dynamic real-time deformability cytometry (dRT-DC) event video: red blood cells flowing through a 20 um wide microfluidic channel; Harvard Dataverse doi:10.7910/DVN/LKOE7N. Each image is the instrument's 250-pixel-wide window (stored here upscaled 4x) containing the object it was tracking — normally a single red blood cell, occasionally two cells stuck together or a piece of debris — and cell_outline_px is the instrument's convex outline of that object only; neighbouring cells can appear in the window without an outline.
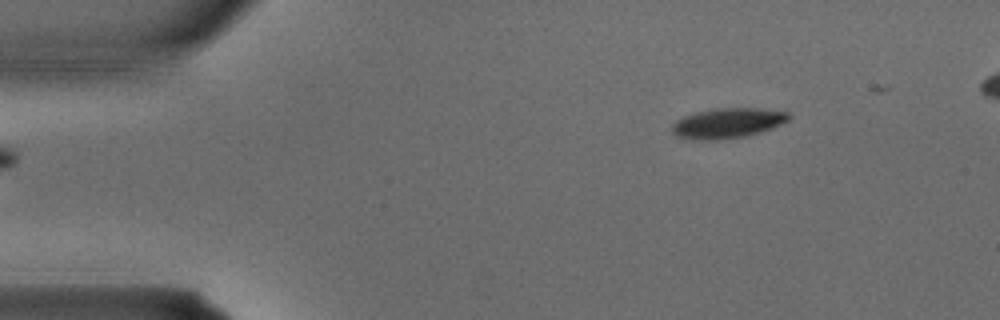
{"species": "common noctule bat (a hibernating species)", "species_latin": "Nyctalus noctula", "temperature_condition": "warm", "stored_images_in_passage": 2, "camera_frame_rate_fps": 3000, "um_per_image_px": 0.085, "animal": {"sex": "male", "body_mass_g": 15.6}, "frame": {"image": 1, "passage_image": 1, "time_ms": 0.0, "image_size_px": [1000, 320], "cell_outline_px": [[792, 116], [788, 120], [772, 128], [748, 136], [720, 140], [684, 140], [676, 136], [672, 132], [672, 124], [676, 120], [684, 116], [696, 112], [720, 108], [760, 108], [788, 112]], "centroid_in_image_um": [61.82, 10.48], "position_along_channel_um": 23.2, "area_um2": 20.75}}